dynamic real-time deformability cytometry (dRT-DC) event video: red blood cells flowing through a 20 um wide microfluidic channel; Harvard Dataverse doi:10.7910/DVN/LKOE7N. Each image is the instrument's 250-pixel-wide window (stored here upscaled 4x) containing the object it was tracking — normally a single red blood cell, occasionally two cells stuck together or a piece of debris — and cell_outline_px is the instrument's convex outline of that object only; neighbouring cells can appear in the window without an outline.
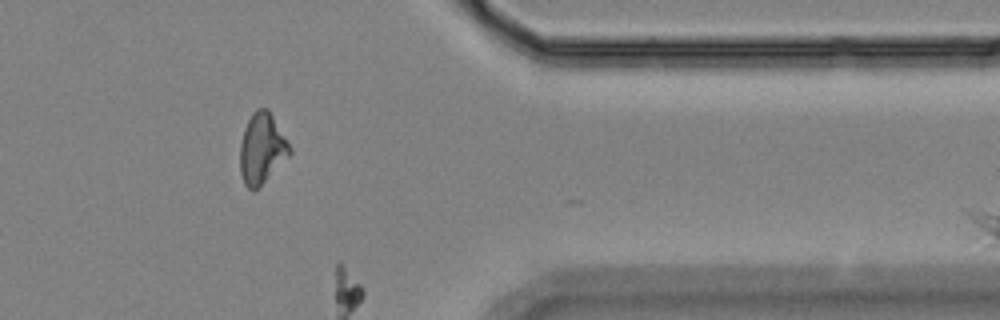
{"species": "Egyptian fruit bat (a non-hibernating species)", "species_latin": "Rousettus aegyptiacus", "temperature_condition": "room temperature", "stored_images_in_passage": 14, "camera_frame_rate_fps": 3000, "um_per_image_px": 0.085, "animal": {"sex": "female"}, "frame": {"image": 1, "passage_image": 12, "time_ms": 12.667, "image_size_px": [1000, 320], "cell_outline_px": [[292, 152], [252, 192], [244, 184], [240, 172], [240, 144], [244, 128], [252, 112], [256, 108], [268, 108], [292, 148]], "centroid_in_image_um": [22.24, 12.58], "position_along_channel_um": 389.2, "area_um2": 20.11}}